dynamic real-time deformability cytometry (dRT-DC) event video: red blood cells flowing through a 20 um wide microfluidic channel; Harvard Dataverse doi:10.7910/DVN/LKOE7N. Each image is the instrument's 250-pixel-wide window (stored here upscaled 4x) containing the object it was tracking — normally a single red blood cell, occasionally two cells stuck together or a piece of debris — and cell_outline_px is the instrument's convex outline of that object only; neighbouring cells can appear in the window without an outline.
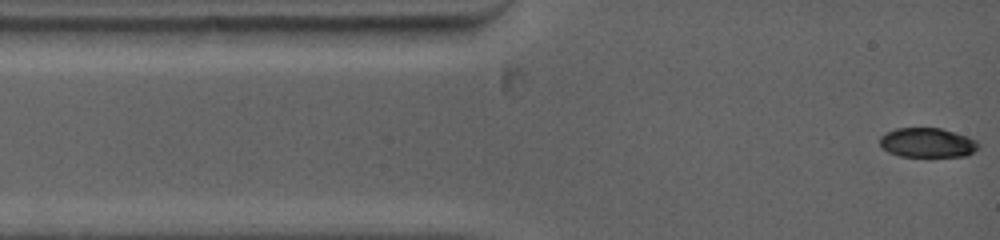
{"species": "common noctule bat (a hibernating species)", "species_latin": "Nyctalus noctula", "temperature_condition": "warm", "stored_images_in_passage": 15, "camera_frame_rate_fps": 5000, "um_per_image_px": 0.085, "animal": {"sex": "female", "body_mass_g": 19.0, "forearm_length_mm": 53.3}, "frame": {"image": 1, "passage_image": 1, "time_ms": 0.0, "image_size_px": [1000, 240], "cell_outline_px": [[980, 148], [964, 156], [900, 156], [888, 152], [880, 144], [880, 136], [884, 132], [896, 128], [940, 128], [968, 136], [976, 140], [980, 144]], "centroid_in_image_um": [78.83, 12.12], "position_along_channel_um": 6.2, "area_um2": 16.99}}
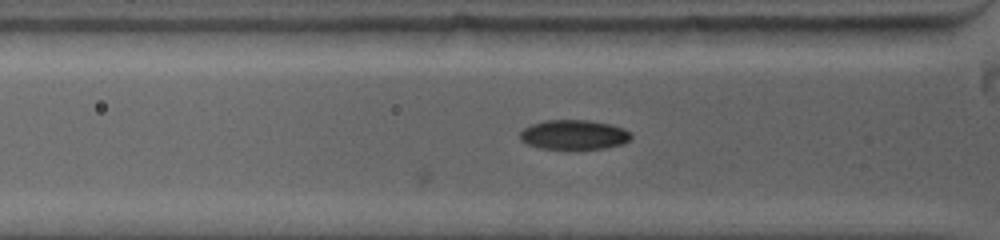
{"frame": {"image": 2, "passage_image": 15, "time_ms": 3.0, "image_size_px": [1000, 240], "cell_outline_px": [[632, 136], [624, 144], [604, 148], [568, 152], [540, 148], [528, 144], [520, 140], [520, 132], [524, 128], [532, 124], [544, 120], [588, 120], [608, 124], [624, 128]], "centroid_in_image_um": [48.75, 11.5], "position_along_channel_um": 77.0, "area_um2": 19.83}}